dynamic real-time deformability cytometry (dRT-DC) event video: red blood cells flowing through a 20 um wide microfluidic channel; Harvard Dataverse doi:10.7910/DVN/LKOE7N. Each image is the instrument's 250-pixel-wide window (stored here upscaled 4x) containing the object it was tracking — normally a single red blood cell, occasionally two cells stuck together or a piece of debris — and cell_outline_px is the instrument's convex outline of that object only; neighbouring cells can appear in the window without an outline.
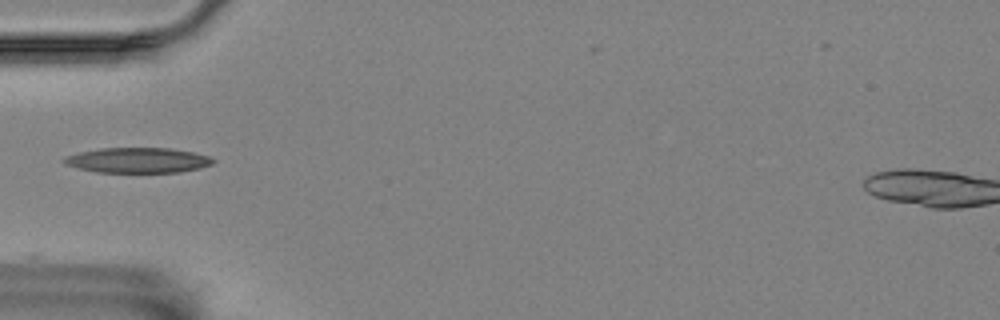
{"species": "Egyptian fruit bat (a non-hibernating species)", "species_latin": "Rousettus aegyptiacus", "temperature_condition": "room temperature", "stored_images_in_passage": 7, "camera_frame_rate_fps": 3000, "um_per_image_px": 0.085, "animal": {"sex": "female"}, "frame": {"image": 1, "passage_image": 1, "time_ms": 0.0, "image_size_px": [1000, 320], "cell_outline_px": [[216, 160], [212, 164], [200, 168], [180, 172], [96, 172], [64, 164], [60, 160], [64, 156], [80, 152], [100, 148], [168, 148], [192, 152], [208, 156]], "centroid_in_image_um": [11.68, 13.62], "position_along_channel_um": 73.3, "area_um2": 21.85}}
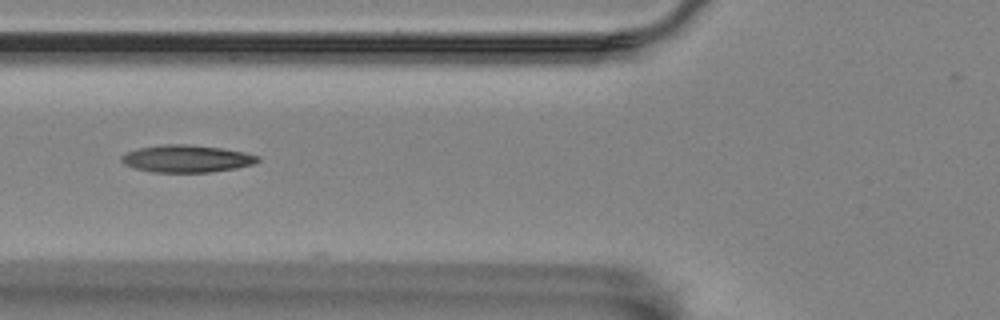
{"frame": {"image": 2, "passage_image": 4, "time_ms": 1.0, "image_size_px": [1000, 320], "cell_outline_px": [[260, 160], [252, 164], [236, 168], [208, 172], [152, 172], [132, 168], [124, 164], [120, 160], [120, 156], [128, 152], [140, 148], [164, 144], [192, 144], [220, 148], [244, 152], [260, 156]], "centroid_in_image_um": [15.84, 13.49], "position_along_channel_um": 110.0, "area_um2": 21.68}}